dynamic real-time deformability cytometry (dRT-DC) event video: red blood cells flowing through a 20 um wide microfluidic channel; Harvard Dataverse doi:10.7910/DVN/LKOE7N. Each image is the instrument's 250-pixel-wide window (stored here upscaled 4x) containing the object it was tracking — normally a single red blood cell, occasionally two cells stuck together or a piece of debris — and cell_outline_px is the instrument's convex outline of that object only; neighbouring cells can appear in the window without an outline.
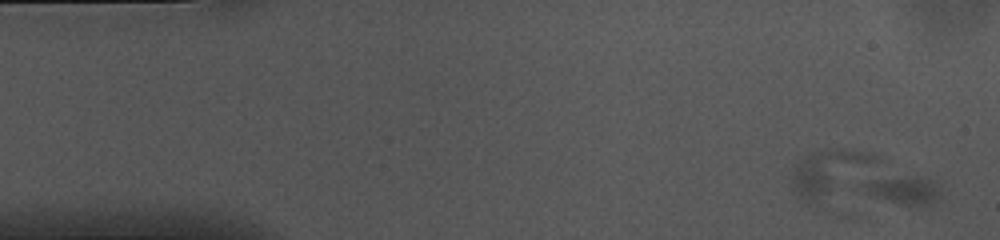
{"species": "common noctule bat (a hibernating species)", "species_latin": "Nyctalus noctula", "temperature_condition": "cold", "stored_images_in_passage": 52, "segment_of_instrument_passage": [1, 3], "camera_frame_rate_fps": 3000, "um_per_image_px": 0.085, "animal": {"sex": "female", "body_mass_g": 10.0, "forearm_length_mm": 53.1}, "frame": {"image": 1, "passage_image": 1, "time_ms": 0.0, "image_size_px": [1000, 240], "cell_outline_px": [[940, 200], [932, 204], [920, 208], [912, 208], [860, 192], [852, 188], [876, 180], [912, 176], [924, 176], [936, 180], [940, 184]], "centroid_in_image_um": [76.89, 16.21], "position_along_channel_um": 8.1, "area_um2": 13.53}}
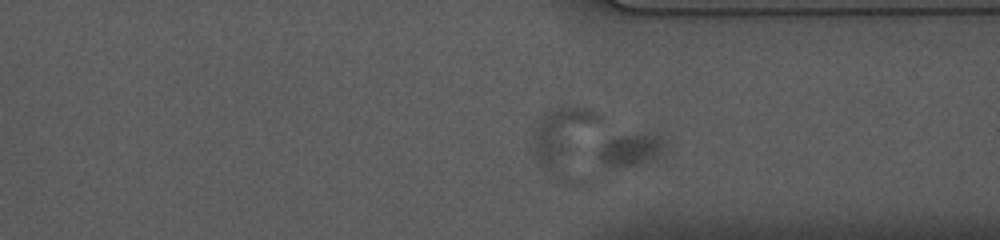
{"frame": {"image": 2, "passage_image": 38, "time_ms": 12.333, "image_size_px": [1000, 240], "cell_outline_px": [[668, 148], [652, 164], [616, 168], [604, 168], [600, 164], [600, 148], [604, 140], [616, 136], [648, 132], [660, 132]], "centroid_in_image_um": [53.73, 12.75], "position_along_channel_um": 357.7, "area_um2": 13.93}}